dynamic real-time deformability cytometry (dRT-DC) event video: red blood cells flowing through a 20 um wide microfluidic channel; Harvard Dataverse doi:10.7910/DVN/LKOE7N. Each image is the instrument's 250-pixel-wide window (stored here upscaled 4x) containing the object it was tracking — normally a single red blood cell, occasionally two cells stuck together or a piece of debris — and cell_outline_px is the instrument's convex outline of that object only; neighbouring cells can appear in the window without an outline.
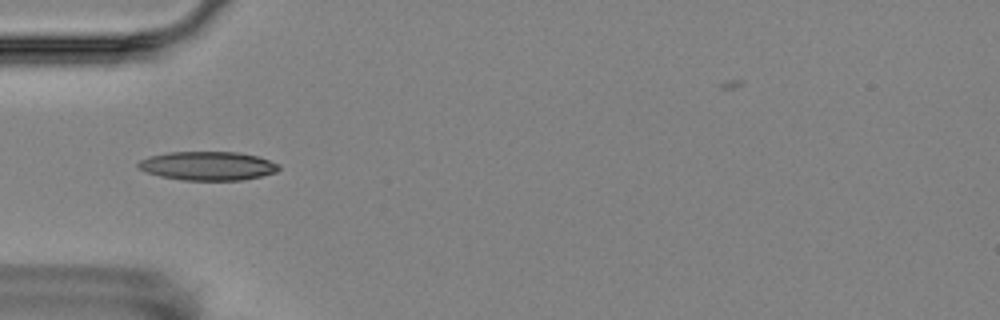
{"species": "Egyptian fruit bat (a non-hibernating species)", "species_latin": "Rousettus aegyptiacus", "temperature_condition": "room temperature", "stored_images_in_passage": 8, "camera_frame_rate_fps": 3000, "um_per_image_px": 0.085, "animal": {"sex": "female"}, "frame": {"image": 1, "passage_image": 2, "time_ms": 1.0, "image_size_px": [1000, 320], "cell_outline_px": [[280, 168], [276, 172], [260, 176], [240, 180], [184, 180], [160, 176], [144, 172], [136, 168], [136, 164], [140, 160], [148, 156], [168, 152], [240, 152], [260, 156], [280, 164]], "centroid_in_image_um": [17.64, 14.09], "position_along_channel_um": 67.4, "area_um2": 23.87}}
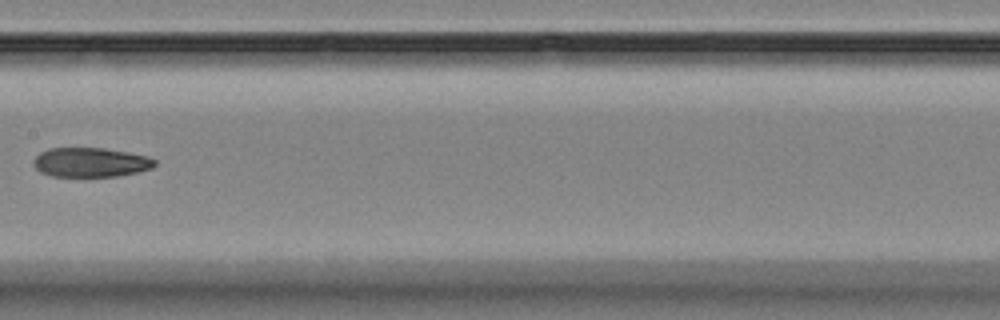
{"frame": {"image": 2, "passage_image": 5, "time_ms": 4.667, "image_size_px": [1000, 320], "cell_outline_px": [[156, 164], [152, 168], [136, 172], [116, 176], [52, 176], [40, 172], [32, 164], [32, 160], [40, 152], [48, 148], [104, 148], [128, 152], [148, 156], [156, 160]], "centroid_in_image_um": [7.68, 13.79], "position_along_channel_um": 199.7, "area_um2": 20.81}}
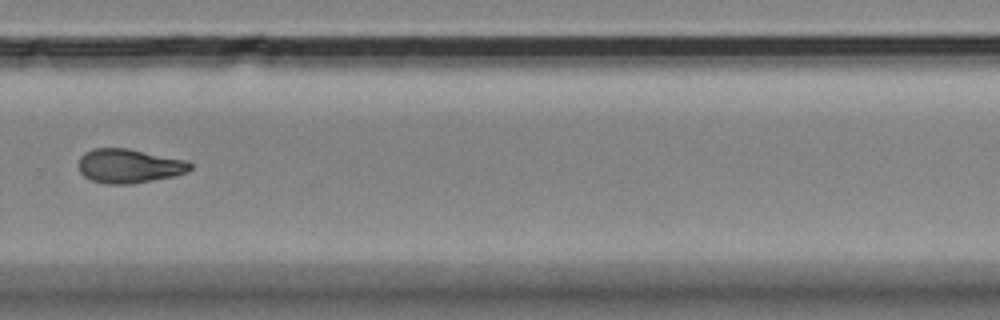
{"frame": {"image": 3, "passage_image": 8, "time_ms": 8.0, "image_size_px": [1000, 320], "cell_outline_px": [[192, 168], [188, 172], [172, 176], [152, 180], [128, 184], [104, 184], [92, 180], [84, 176], [80, 172], [80, 156], [84, 152], [92, 148], [128, 148], [188, 160], [192, 164]], "centroid_in_image_um": [10.99, 14.09], "position_along_channel_um": 318.8, "area_um2": 22.25}}